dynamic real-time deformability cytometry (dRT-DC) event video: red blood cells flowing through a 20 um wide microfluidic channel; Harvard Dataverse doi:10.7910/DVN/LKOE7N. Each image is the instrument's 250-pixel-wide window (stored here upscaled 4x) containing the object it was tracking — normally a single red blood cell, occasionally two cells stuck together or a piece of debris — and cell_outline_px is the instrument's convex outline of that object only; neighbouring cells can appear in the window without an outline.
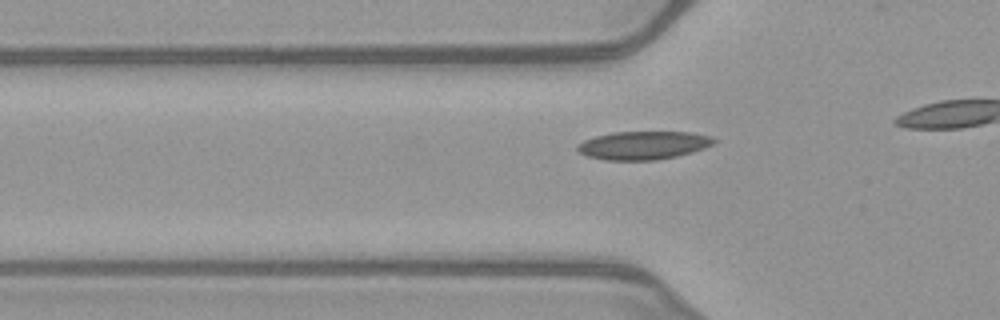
{"species": "common noctule bat (a hibernating species)", "species_latin": "Nyctalus noctula", "temperature_condition": "warm", "stored_images_in_passage": 10, "camera_frame_rate_fps": 3000, "um_per_image_px": 0.085, "animal": {"sex": "female", "body_mass_g": 21.9}, "frame": {"image": 1, "passage_image": 4, "time_ms": 1.0, "image_size_px": [1000, 320], "cell_outline_px": [[716, 140], [712, 144], [704, 148], [692, 152], [676, 156], [656, 160], [604, 160], [588, 156], [580, 152], [576, 148], [584, 140], [596, 136], [612, 132], [692, 132], [712, 136]], "centroid_in_image_um": [54.7, 12.35], "position_along_channel_um": 71.1, "area_um2": 22.37}}
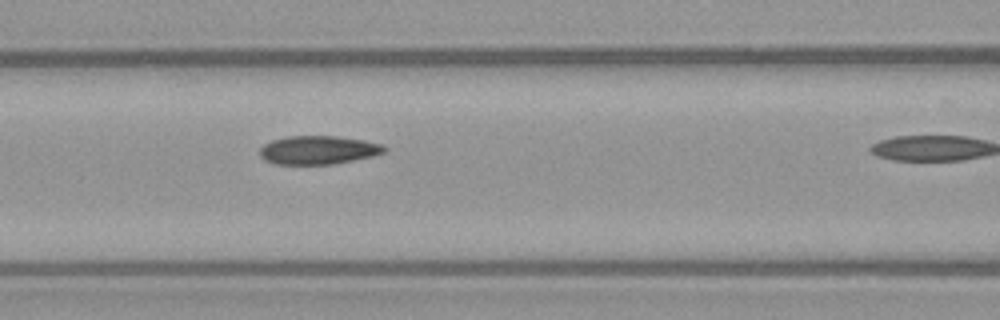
{"frame": {"image": 2, "passage_image": 9, "time_ms": 2.667, "image_size_px": [1000, 320], "cell_outline_px": [[388, 152], [372, 156], [336, 164], [276, 164], [264, 160], [260, 156], [260, 148], [264, 144], [272, 140], [288, 136], [336, 136], [364, 140], [384, 144], [388, 148]], "centroid_in_image_um": [27.1, 12.75], "position_along_channel_um": 139.5, "area_um2": 20.92}}